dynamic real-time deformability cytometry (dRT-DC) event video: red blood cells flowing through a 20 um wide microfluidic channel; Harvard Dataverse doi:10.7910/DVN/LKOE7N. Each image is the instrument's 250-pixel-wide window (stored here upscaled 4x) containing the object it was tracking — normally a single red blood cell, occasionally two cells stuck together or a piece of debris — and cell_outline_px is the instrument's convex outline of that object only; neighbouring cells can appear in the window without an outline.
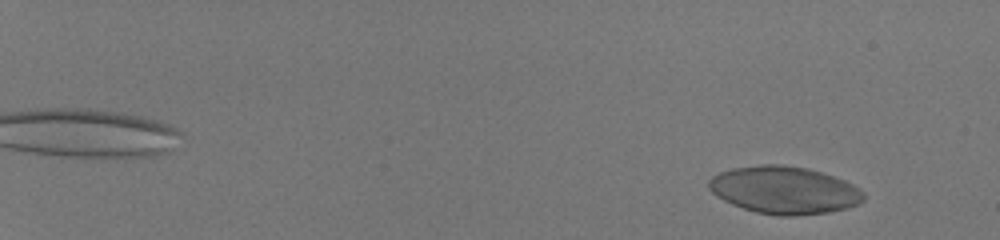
{"species": "human", "species_latin": "Homo sapiens", "temperature_condition": "room temperature", "stored_images_in_passage": 56, "camera_frame_rate_fps": 3000, "um_per_image_px": 0.085, "donor": {"sex": "male"}, "frame": {"image": 1, "passage_image": 6, "time_ms": 1.667, "image_size_px": [1000, 240], "cell_outline_px": [[864, 200], [860, 204], [848, 208], [828, 212], [792, 216], [780, 216], [756, 212], [732, 204], [716, 196], [708, 188], [708, 180], [712, 176], [720, 172], [732, 168], [760, 164], [780, 164], [808, 168], [844, 180], [860, 188], [864, 192]], "centroid_in_image_um": [66.67, 16.15], "position_along_channel_um": 18.3, "area_um2": 43.0}}
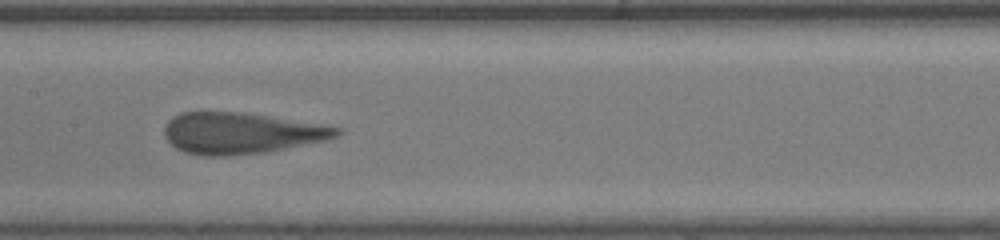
{"frame": {"image": 2, "passage_image": 35, "time_ms": 11.333, "image_size_px": [1000, 240], "cell_outline_px": [[340, 132], [336, 136], [324, 140], [264, 152], [228, 156], [200, 156], [184, 152], [176, 148], [164, 136], [164, 124], [172, 116], [180, 112], [244, 112], [320, 124], [340, 128]], "centroid_in_image_um": [20.4, 11.31], "position_along_channel_um": 187.0, "area_um2": 41.21}}
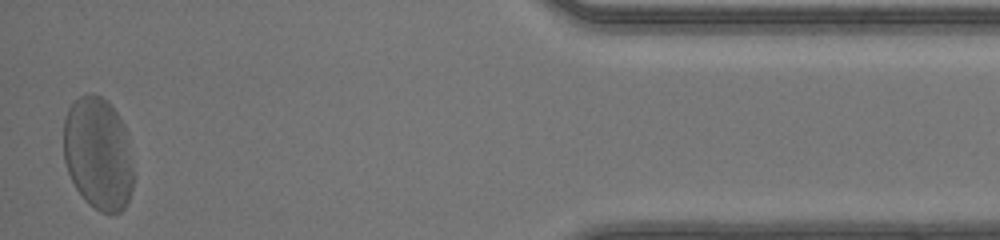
{"frame": {"image": 3, "passage_image": 56, "time_ms": 18.333, "image_size_px": [1000, 240], "cell_outline_px": [[132, 188], [128, 200], [124, 208], [120, 212], [100, 212], [88, 204], [84, 200], [76, 188], [68, 172], [64, 160], [64, 120], [68, 108], [80, 96], [92, 92], [108, 100], [124, 124], [128, 132], [132, 164]], "centroid_in_image_um": [8.34, 13.03], "position_along_channel_um": 426.9, "area_um2": 46.18}, "authors_computed_cell_mechanics": {"area_um2": 41.5004, "velocity_mm_per_s": 4.1051, "shape_relaxation_time_tau1_ms": 4.6761, "shape_relaxation_time_tau2_ms": null, "deformation_change_tau1": 0.182, "deformation_change_tau2": null}}